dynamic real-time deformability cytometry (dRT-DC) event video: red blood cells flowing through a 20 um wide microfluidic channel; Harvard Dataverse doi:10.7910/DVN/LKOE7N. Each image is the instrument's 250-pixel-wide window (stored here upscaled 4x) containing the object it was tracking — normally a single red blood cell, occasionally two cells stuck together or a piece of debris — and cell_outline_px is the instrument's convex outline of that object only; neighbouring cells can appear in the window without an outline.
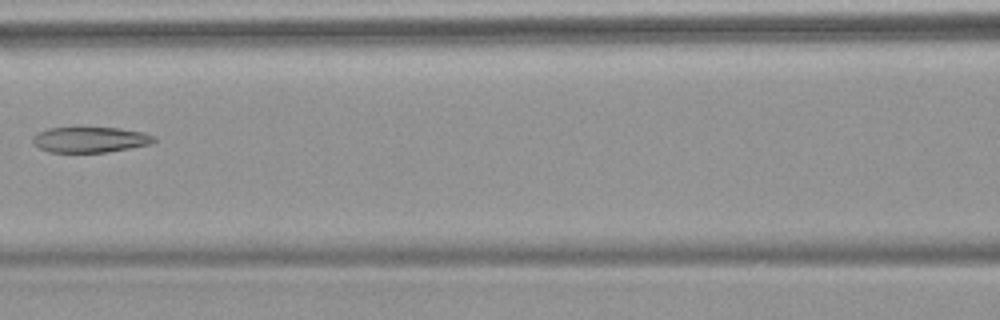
{"species": "common noctule bat (a hibernating species)", "species_latin": "Nyctalus noctula", "temperature_condition": "warm", "stored_images_in_passage": 7, "camera_frame_rate_fps": 3000, "um_per_image_px": 0.085, "animal": {"sex": "female", "body_mass_g": 18.4}, "frame": {"image": 1, "passage_image": 7, "time_ms": 7.333, "image_size_px": [1000, 320], "cell_outline_px": [[156, 140], [152, 144], [104, 152], [48, 152], [40, 148], [32, 140], [32, 136], [48, 128], [120, 128], [144, 132], [156, 136]], "centroid_in_image_um": [7.7, 11.87], "position_along_channel_um": 158.9, "area_um2": 17.92}}